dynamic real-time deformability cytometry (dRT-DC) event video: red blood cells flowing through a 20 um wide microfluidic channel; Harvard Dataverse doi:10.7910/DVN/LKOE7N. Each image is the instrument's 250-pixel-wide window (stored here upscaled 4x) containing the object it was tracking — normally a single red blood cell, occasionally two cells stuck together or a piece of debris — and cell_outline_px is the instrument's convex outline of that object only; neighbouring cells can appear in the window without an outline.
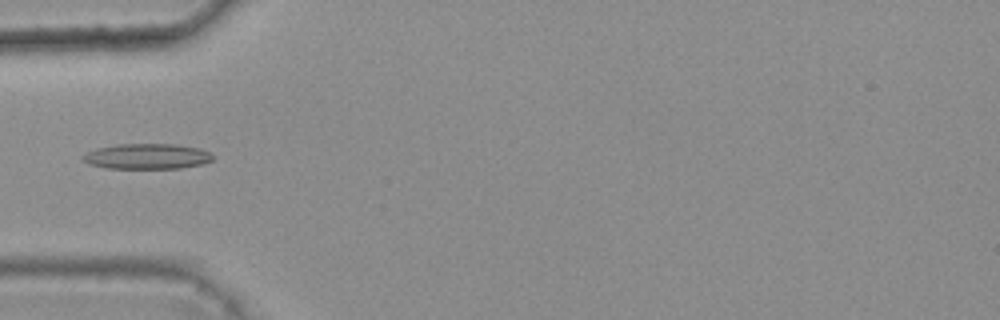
{"species": "common noctule bat (a hibernating species)", "species_latin": "Nyctalus noctula", "temperature_condition": "warm", "stored_images_in_passage": 6, "camera_frame_rate_fps": 3000, "um_per_image_px": 0.085, "animal": {"sex": "female", "body_mass_g": 25.1}, "frame": {"image": 1, "passage_image": 5, "time_ms": 1.333, "image_size_px": [1000, 320], "cell_outline_px": [[212, 160], [200, 164], [180, 168], [108, 168], [88, 164], [80, 156], [96, 148], [116, 144], [176, 144], [200, 148], [208, 152], [212, 156]], "centroid_in_image_um": [12.46, 13.28], "position_along_channel_um": 72.5, "area_um2": 19.13}}
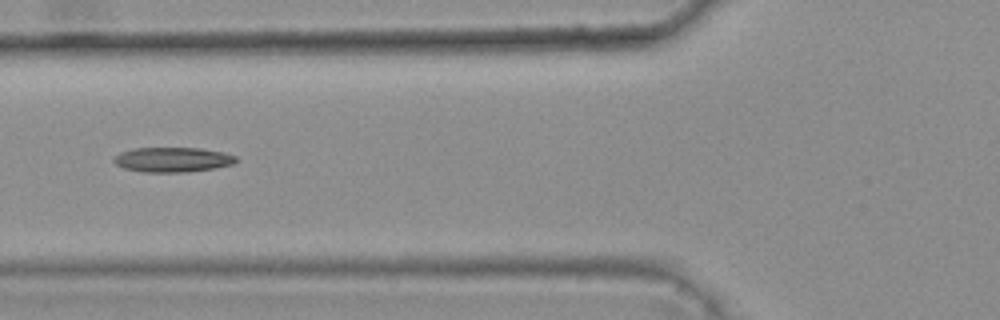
{"frame": {"image": 2, "passage_image": 6, "time_ms": 1.667, "image_size_px": [1000, 320], "cell_outline_px": [[236, 160], [232, 164], [216, 168], [188, 172], [144, 172], [124, 168], [116, 164], [112, 160], [120, 152], [136, 148], [200, 148], [224, 152], [236, 156]], "centroid_in_image_um": [14.68, 13.57], "position_along_channel_um": 111.1, "area_um2": 17.63}}